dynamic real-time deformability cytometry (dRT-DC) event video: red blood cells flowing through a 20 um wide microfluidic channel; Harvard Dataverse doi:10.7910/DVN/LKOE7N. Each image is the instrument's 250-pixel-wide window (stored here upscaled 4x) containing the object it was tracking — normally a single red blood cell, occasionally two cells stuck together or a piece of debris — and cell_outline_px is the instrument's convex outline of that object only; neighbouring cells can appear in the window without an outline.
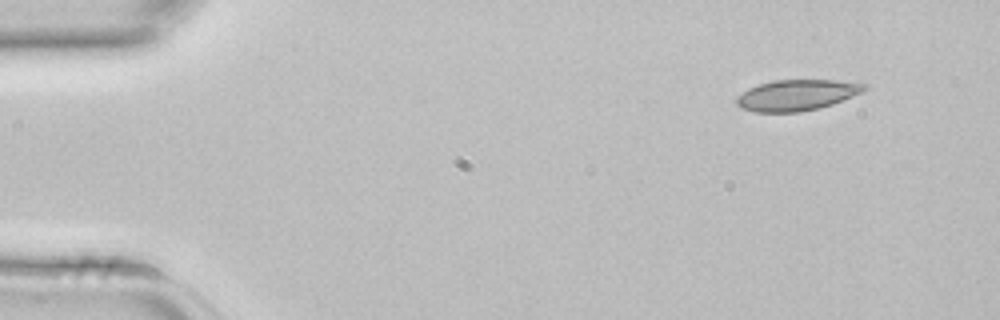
{"species": "common noctule bat (a hibernating species)", "species_latin": "Nyctalus noctula", "temperature_condition": "room temperature", "stored_images_in_passage": 3, "camera_frame_rate_fps": 3000, "um_per_image_px": 0.085, "animal": {"sex": "female", "body_mass_g": 22.7, "forearm_length_mm": 54.2}, "frame": {"image": 1, "passage_image": 1, "time_ms": 0.0, "image_size_px": [1000, 320], "cell_outline_px": [[868, 88], [864, 92], [832, 104], [820, 108], [800, 112], [756, 112], [740, 108], [736, 104], [736, 96], [748, 88], [772, 80], [836, 80], [868, 84]], "centroid_in_image_um": [67.73, 8.08], "position_along_channel_um": 17.3, "area_um2": 23.24}}
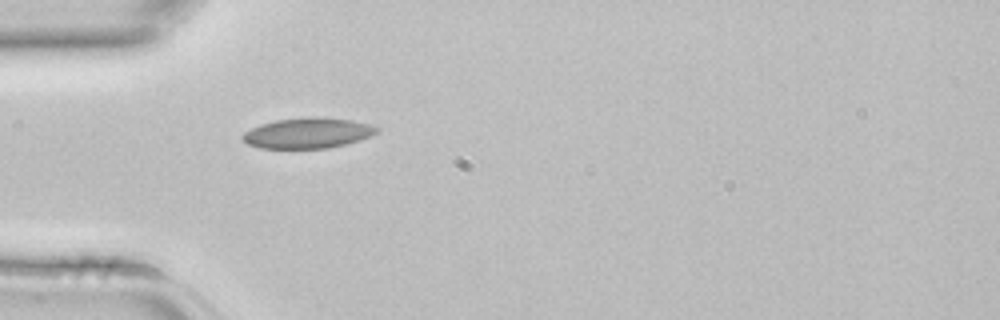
{"frame": {"image": 2, "passage_image": 3, "time_ms": 0.667, "image_size_px": [1000, 320], "cell_outline_px": [[380, 132], [372, 136], [360, 140], [328, 148], [260, 148], [248, 144], [240, 136], [244, 132], [260, 124], [276, 120], [312, 116], [352, 120], [372, 124], [380, 128]], "centroid_in_image_um": [26.21, 11.3], "position_along_channel_um": 58.8, "area_um2": 23.99}}